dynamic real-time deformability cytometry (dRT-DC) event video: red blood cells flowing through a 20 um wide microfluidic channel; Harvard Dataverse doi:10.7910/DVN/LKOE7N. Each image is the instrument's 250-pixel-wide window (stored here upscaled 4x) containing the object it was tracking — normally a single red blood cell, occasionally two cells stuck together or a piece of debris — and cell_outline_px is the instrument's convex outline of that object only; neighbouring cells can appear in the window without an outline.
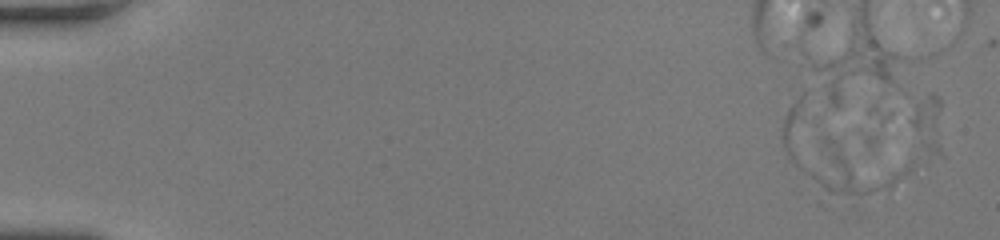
{"species": "human", "species_latin": "Homo sapiens", "temperature_condition": "room temperature", "stored_images_in_passage": 2, "camera_frame_rate_fps": 3000, "um_per_image_px": 0.085, "donor": {"sex": "female"}, "frame": {"image": 1, "passage_image": 1, "time_ms": 0.0, "image_size_px": [1000, 240], "cell_outline_px": [[916, 164], [912, 172], [892, 184], [868, 192], [828, 196], [824, 196], [788, 156], [784, 148], [784, 116], [788, 108], [804, 92]], "centroid_in_image_um": [71.29, 12.85], "position_along_channel_um": 13.7, "area_um2": 56.7}}